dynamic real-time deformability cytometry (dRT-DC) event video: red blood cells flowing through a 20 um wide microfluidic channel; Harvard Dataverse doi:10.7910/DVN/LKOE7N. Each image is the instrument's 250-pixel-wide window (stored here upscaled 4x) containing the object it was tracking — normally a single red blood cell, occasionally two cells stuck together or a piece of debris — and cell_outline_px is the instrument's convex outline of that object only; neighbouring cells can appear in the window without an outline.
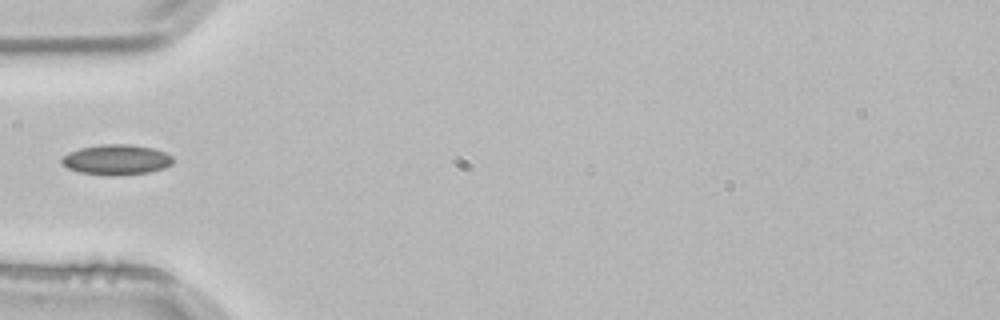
{"species": "common noctule bat (a hibernating species)", "species_latin": "Nyctalus noctula", "temperature_condition": "room temperature", "stored_images_in_passage": 4, "camera_frame_rate_fps": 3000, "um_per_image_px": 0.085, "animal": {"sex": "male", "body_mass_g": 21.5, "forearm_length_mm": 52.0}, "frame": {"image": 1, "passage_image": 4, "time_ms": 1.0, "image_size_px": [1000, 320], "cell_outline_px": [[172, 164], [164, 168], [148, 172], [116, 176], [108, 176], [80, 172], [68, 168], [60, 160], [68, 152], [80, 148], [100, 144], [128, 144], [152, 148], [164, 152], [172, 156]], "centroid_in_image_um": [9.89, 13.58], "position_along_channel_um": 75.1, "area_um2": 19.59}}